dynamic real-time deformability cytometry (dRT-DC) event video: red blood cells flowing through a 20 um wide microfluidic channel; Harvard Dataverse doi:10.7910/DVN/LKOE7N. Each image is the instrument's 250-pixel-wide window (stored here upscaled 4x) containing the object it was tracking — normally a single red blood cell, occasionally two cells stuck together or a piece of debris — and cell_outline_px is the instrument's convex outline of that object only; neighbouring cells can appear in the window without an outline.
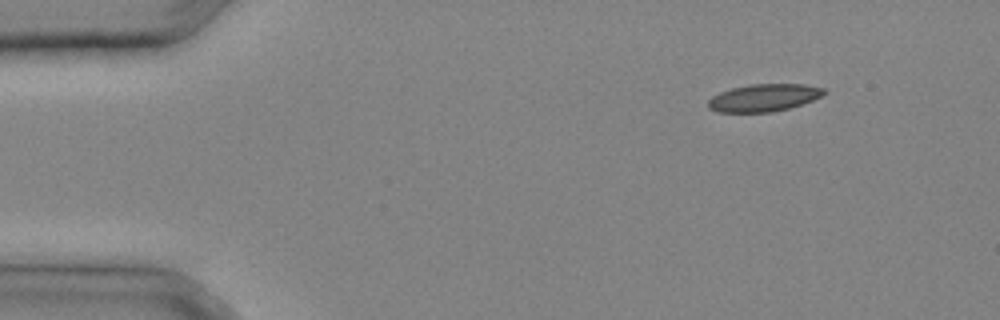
{"species": "common noctule bat (a hibernating species)", "species_latin": "Nyctalus noctula", "temperature_condition": "cold", "stored_images_in_passage": 26, "camera_frame_rate_fps": 3000, "um_per_image_px": 0.085, "animal": {"sex": "male", "body_mass_g": 20.4}, "frame": {"image": 1, "passage_image": 1, "time_ms": 0.0, "image_size_px": [1000, 320], "cell_outline_px": [[828, 92], [812, 100], [788, 108], [772, 112], [720, 112], [708, 108], [708, 100], [712, 96], [720, 92], [732, 88], [748, 84], [804, 84], [824, 88]], "centroid_in_image_um": [64.91, 8.3], "position_along_channel_um": 20.1, "area_um2": 18.44}}
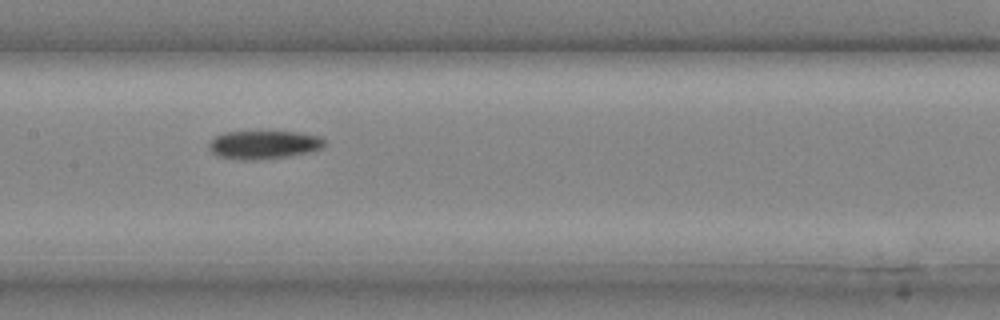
{"frame": {"image": 2, "passage_image": 13, "time_ms": 4.0, "image_size_px": [1000, 320], "cell_outline_px": [[324, 148], [288, 156], [256, 160], [236, 160], [216, 156], [208, 148], [208, 144], [216, 136], [224, 132], [300, 132], [320, 136], [324, 140]], "centroid_in_image_um": [22.39, 12.31], "position_along_channel_um": 185.0, "area_um2": 19.13}}
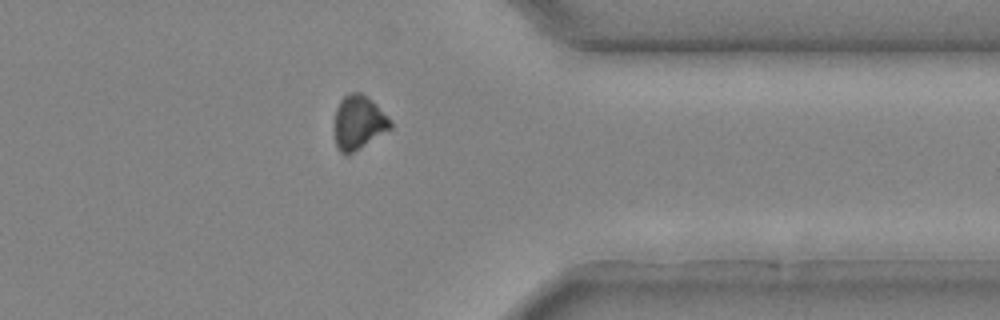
{"frame": {"image": 3, "passage_image": 23, "time_ms": 7.333, "image_size_px": [1000, 320], "cell_outline_px": [[392, 128], [348, 156], [344, 156], [336, 148], [332, 128], [336, 108], [340, 100], [348, 92], [360, 92], [372, 100], [392, 120]], "centroid_in_image_um": [30.43, 10.44], "position_along_channel_um": 381.0, "area_um2": 18.26}}